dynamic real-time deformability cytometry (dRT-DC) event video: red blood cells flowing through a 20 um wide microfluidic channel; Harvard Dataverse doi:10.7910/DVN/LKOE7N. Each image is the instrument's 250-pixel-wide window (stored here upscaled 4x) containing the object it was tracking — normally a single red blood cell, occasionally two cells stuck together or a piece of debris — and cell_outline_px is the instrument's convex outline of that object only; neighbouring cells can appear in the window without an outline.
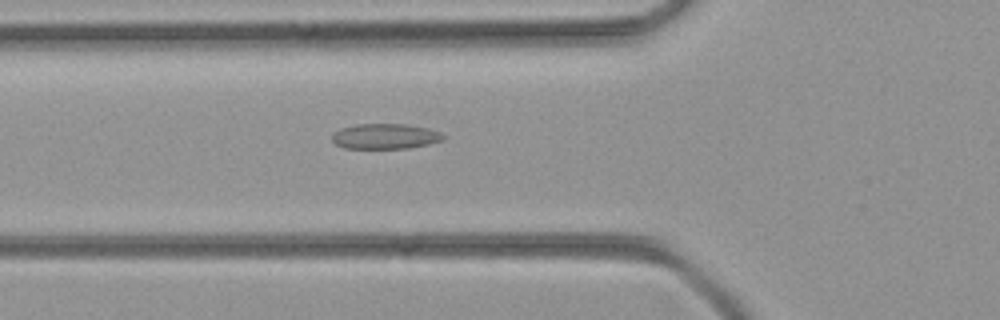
{"species": "common noctule bat (a hibernating species)", "species_latin": "Nyctalus noctula", "temperature_condition": "room temperature", "stored_images_in_passage": 26, "camera_frame_rate_fps": 3000, "um_per_image_px": 0.085, "animal": {"sex": "female", "body_mass_g": 21.9}, "frame": {"image": 1, "passage_image": 2, "time_ms": 0.333, "image_size_px": [1000, 320], "cell_outline_px": [[444, 140], [428, 144], [408, 148], [344, 148], [336, 144], [332, 140], [332, 132], [340, 128], [356, 124], [408, 124], [428, 128], [440, 132], [444, 136]], "centroid_in_image_um": [32.72, 11.58], "position_along_channel_um": 93.1, "area_um2": 16.47}}
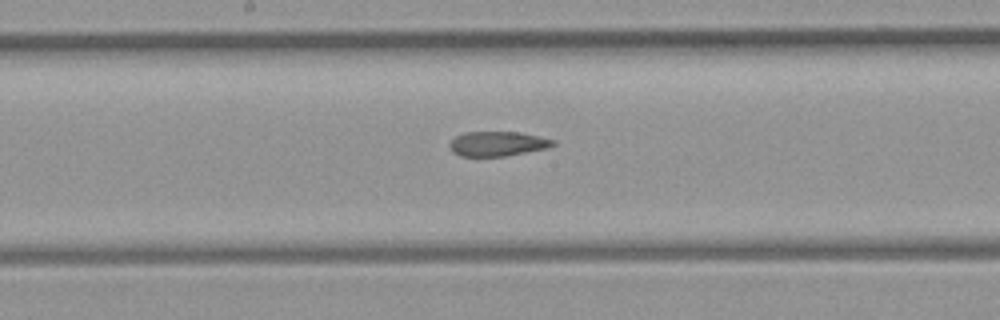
{"frame": {"image": 2, "passage_image": 10, "time_ms": 3.0, "image_size_px": [1000, 320], "cell_outline_px": [[556, 144], [548, 148], [504, 156], [460, 156], [452, 152], [448, 144], [456, 136], [464, 132], [520, 132], [556, 140]], "centroid_in_image_um": [42.29, 12.21], "position_along_channel_um": 205.9, "area_um2": 14.91}}
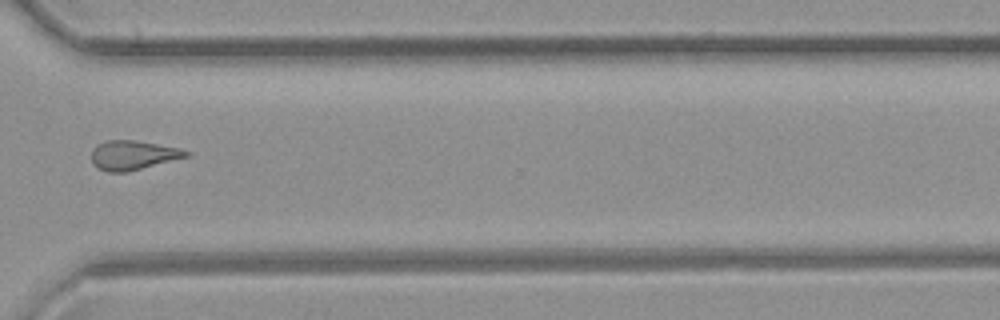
{"frame": {"image": 3, "passage_image": 21, "time_ms": 6.667, "image_size_px": [1000, 320], "cell_outline_px": [[192, 156], [128, 172], [108, 172], [92, 164], [92, 148], [96, 144], [108, 140], [132, 140], [180, 148], [192, 152]], "centroid_in_image_um": [11.35, 13.19], "position_along_channel_um": 359.3, "area_um2": 16.36}}